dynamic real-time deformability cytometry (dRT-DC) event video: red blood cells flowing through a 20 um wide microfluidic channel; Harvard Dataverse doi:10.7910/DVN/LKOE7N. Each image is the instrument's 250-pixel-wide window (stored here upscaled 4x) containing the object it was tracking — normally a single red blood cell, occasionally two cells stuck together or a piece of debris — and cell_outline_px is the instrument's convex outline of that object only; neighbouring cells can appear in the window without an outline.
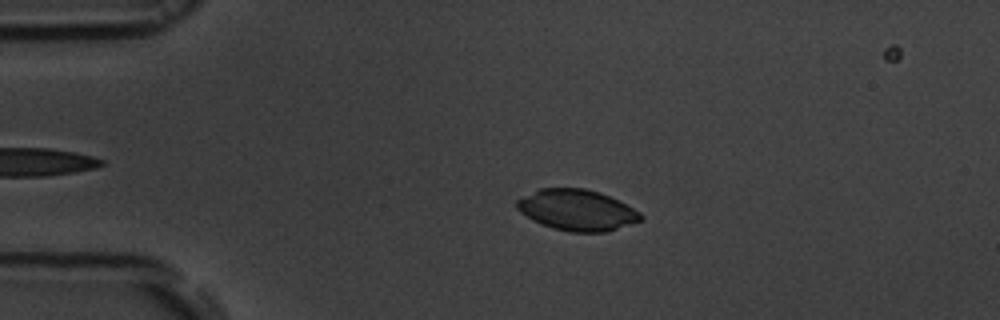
{"species": "common noctule bat (a hibernating species)", "species_latin": "Nyctalus noctula", "temperature_condition": "room temperature", "stored_images_in_passage": 39, "camera_frame_rate_fps": 3000, "um_per_image_px": 0.085, "animal": {"sex": "male", "body_mass_g": 19.5, "forearm_length_mm": 54.6}, "frame": {"image": 1, "passage_image": 5, "time_ms": 1.333, "image_size_px": [1000, 320], "cell_outline_px": [[644, 220], [608, 232], [568, 232], [552, 228], [532, 220], [520, 212], [516, 208], [516, 200], [540, 188], [584, 188], [600, 192], [640, 212], [644, 216]], "centroid_in_image_um": [49.05, 17.87], "position_along_channel_um": 36.0, "area_um2": 29.65}}
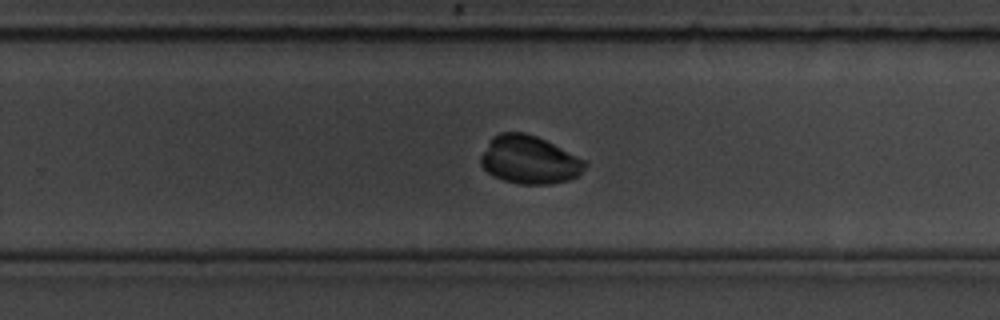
{"frame": {"image": 2, "passage_image": 28, "time_ms": 9.0, "image_size_px": [1000, 320], "cell_outline_px": [[588, 164], [580, 176], [568, 180], [552, 184], [520, 184], [504, 180], [492, 176], [480, 164], [480, 156], [488, 140], [492, 136], [500, 132], [524, 132], [536, 136], [588, 160]], "centroid_in_image_um": [45.01, 13.58], "position_along_channel_um": 284.8, "area_um2": 29.65}}